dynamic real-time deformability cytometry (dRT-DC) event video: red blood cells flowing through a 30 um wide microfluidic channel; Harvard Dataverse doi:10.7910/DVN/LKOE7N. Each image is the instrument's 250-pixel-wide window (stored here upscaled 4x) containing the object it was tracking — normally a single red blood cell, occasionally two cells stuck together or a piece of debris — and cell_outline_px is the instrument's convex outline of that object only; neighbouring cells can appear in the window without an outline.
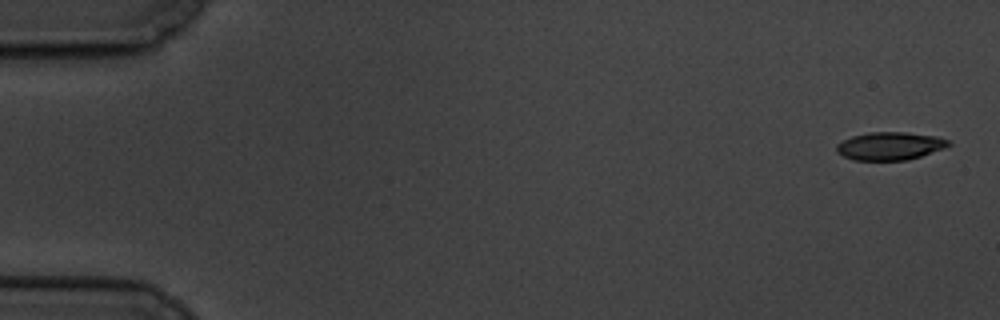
{"species": "common noctule bat (a hibernating species)", "species_latin": "Nyctalus noctula", "temperature_condition": "cold", "stored_images_in_passage": 6, "camera_frame_rate_fps": 3000, "um_per_image_px": 0.085, "animal": {"sex": "male", "body_mass_g": 19.5, "forearm_length_mm": 54.6}, "frame": {"image": 1, "passage_image": 1, "time_ms": 0.0, "image_size_px": [1000, 320], "cell_outline_px": [[952, 144], [944, 148], [908, 160], [852, 160], [836, 152], [836, 144], [852, 136], [868, 132], [904, 132], [936, 136], [948, 140]], "centroid_in_image_um": [75.62, 12.41], "position_along_channel_um": 9.4, "area_um2": 18.21}}
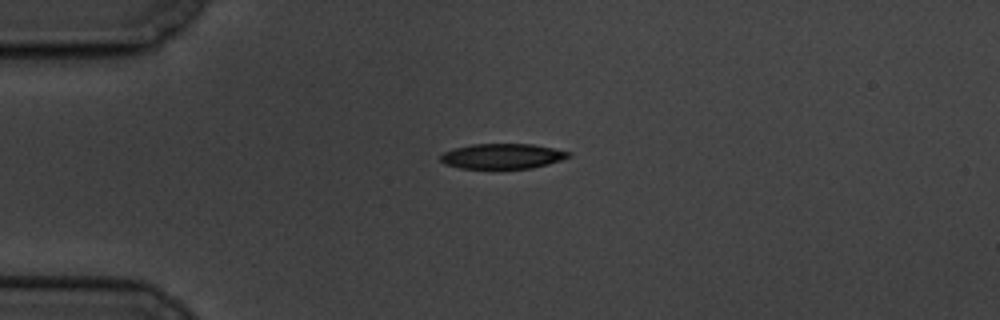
{"frame": {"image": 2, "passage_image": 4, "time_ms": 4.333, "image_size_px": [1000, 320], "cell_outline_px": [[572, 156], [548, 164], [532, 168], [460, 168], [444, 164], [440, 160], [440, 156], [444, 152], [452, 148], [472, 144], [532, 144], [572, 152]], "centroid_in_image_um": [42.69, 13.27], "position_along_channel_um": 42.3, "area_um2": 18.79}}
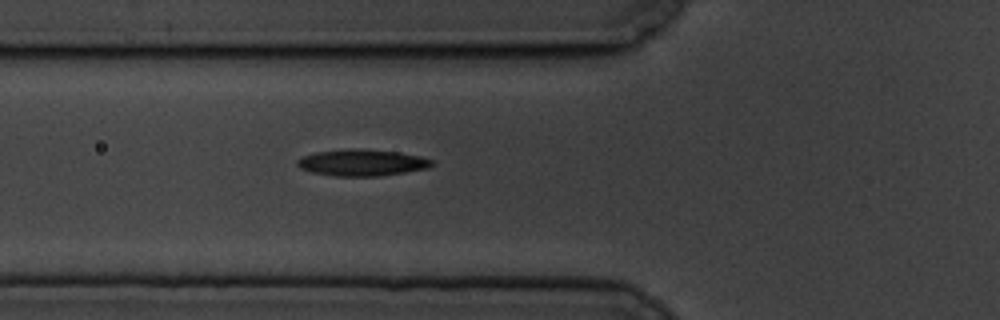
{"frame": {"image": 3, "passage_image": 6, "time_ms": 6.667, "image_size_px": [1000, 320], "cell_outline_px": [[436, 164], [428, 168], [380, 176], [336, 176], [312, 172], [300, 168], [296, 164], [296, 160], [300, 156], [316, 152], [348, 148], [356, 148], [400, 152], [420, 156], [436, 160]], "centroid_in_image_um": [30.79, 13.81], "position_along_channel_um": 95.0, "area_um2": 21.1}}